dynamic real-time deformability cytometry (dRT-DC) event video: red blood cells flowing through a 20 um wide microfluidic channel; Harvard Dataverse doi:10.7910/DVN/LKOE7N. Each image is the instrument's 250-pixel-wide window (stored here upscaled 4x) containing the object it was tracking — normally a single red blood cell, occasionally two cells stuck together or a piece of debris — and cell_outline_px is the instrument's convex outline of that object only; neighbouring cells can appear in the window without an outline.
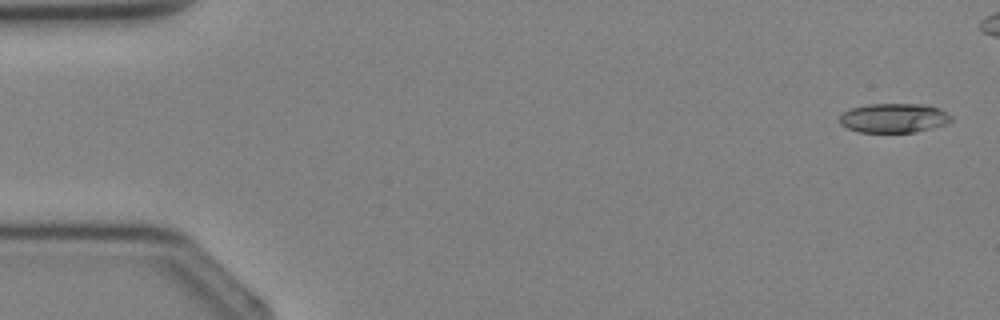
{"species": "Egyptian fruit bat (a non-hibernating species)", "species_latin": "Rousettus aegyptiacus", "temperature_condition": "cold", "stored_images_in_passage": 4, "camera_frame_rate_fps": 3000, "um_per_image_px": 0.085, "animal": {"sex": "female"}, "frame": {"image": 1, "passage_image": 1, "time_ms": 0.0, "image_size_px": [1000, 320], "cell_outline_px": [[952, 120], [944, 124], [916, 132], [860, 132], [848, 128], [840, 124], [840, 116], [848, 108], [868, 104], [924, 104], [940, 108], [952, 116]], "centroid_in_image_um": [75.97, 10.02], "position_along_channel_um": 9.0, "area_um2": 19.07}}